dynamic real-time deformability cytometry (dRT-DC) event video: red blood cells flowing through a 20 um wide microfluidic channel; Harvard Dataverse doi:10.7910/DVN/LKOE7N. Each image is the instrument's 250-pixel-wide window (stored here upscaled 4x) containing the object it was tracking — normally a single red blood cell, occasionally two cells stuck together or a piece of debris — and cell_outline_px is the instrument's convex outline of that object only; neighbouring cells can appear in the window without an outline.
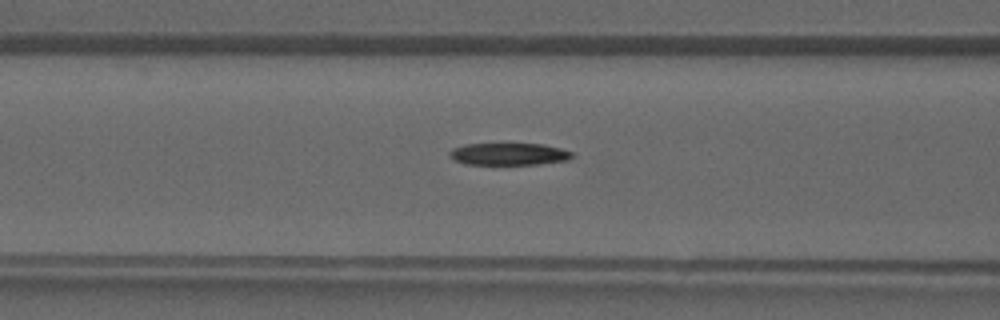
{"species": "common noctule bat (a hibernating species)", "species_latin": "Nyctalus noctula", "temperature_condition": "warm", "stored_images_in_passage": 41, "camera_frame_rate_fps": 3000, "um_per_image_px": 0.085, "animal": {"sex": "male", "forearm_length_mm": 52.5}, "frame": {"image": 1, "passage_image": 17, "time_ms": 5.333, "image_size_px": [1000, 320], "cell_outline_px": [[572, 156], [568, 160], [540, 164], [464, 164], [448, 156], [448, 152], [452, 148], [464, 144], [544, 144], [560, 148], [572, 152]], "centroid_in_image_um": [43.22, 13.09], "position_along_channel_um": 123.4, "area_um2": 15.78}}
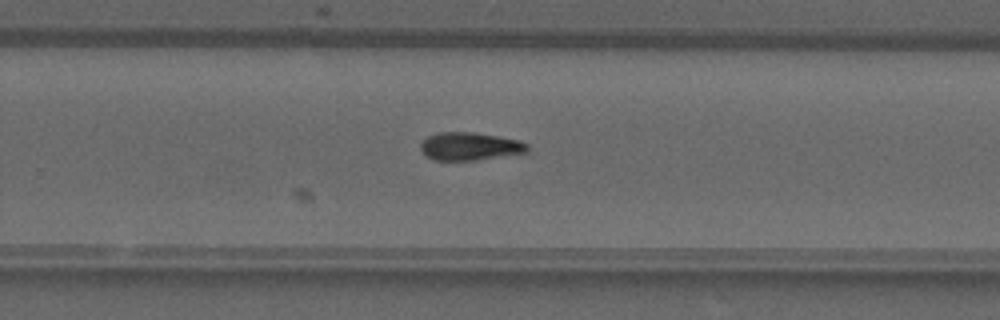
{"frame": {"image": 2, "passage_image": 27, "time_ms": 8.667, "image_size_px": [1000, 320], "cell_outline_px": [[528, 152], [476, 160], [436, 160], [428, 156], [420, 148], [420, 144], [428, 136], [440, 132], [476, 132], [520, 140], [528, 144]], "centroid_in_image_um": [39.97, 12.43], "position_along_channel_um": 289.8, "area_um2": 17.28}}
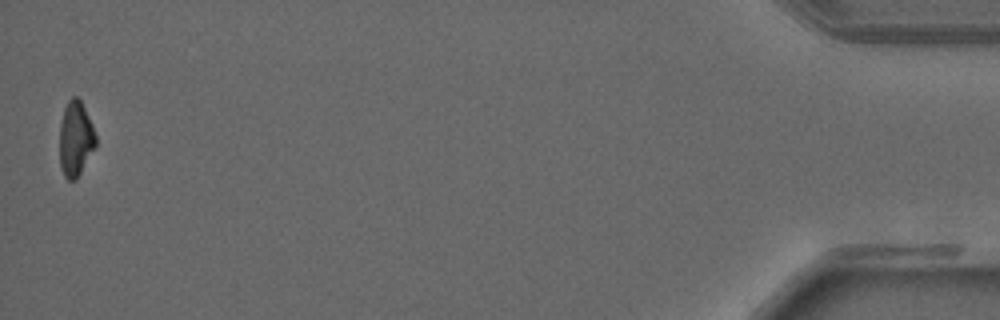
{"frame": {"image": 3, "passage_image": 41, "time_ms": 13.333, "image_size_px": [1000, 320], "cell_outline_px": [[96, 144], [76, 180], [68, 180], [64, 176], [60, 168], [60, 124], [64, 108], [68, 100], [72, 96], [76, 96], [80, 100], [92, 124], [96, 136]], "centroid_in_image_um": [6.41, 11.8], "position_along_channel_um": 428.8, "area_um2": 15.66}}